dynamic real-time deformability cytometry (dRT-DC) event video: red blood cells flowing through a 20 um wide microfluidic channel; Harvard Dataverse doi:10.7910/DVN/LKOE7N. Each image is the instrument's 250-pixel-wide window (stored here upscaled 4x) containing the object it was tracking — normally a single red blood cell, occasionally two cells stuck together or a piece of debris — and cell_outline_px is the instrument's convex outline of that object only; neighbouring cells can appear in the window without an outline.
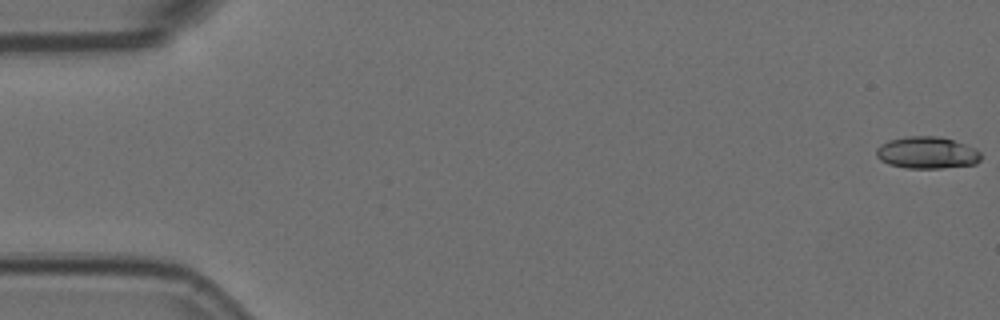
{"species": "Egyptian fruit bat (a non-hibernating species)", "species_latin": "Rousettus aegyptiacus", "temperature_condition": "room temperature", "stored_images_in_passage": 6, "segment_of_instrument_passage": [1, 2], "camera_frame_rate_fps": 3000, "um_per_image_px": 0.085, "animal": {"sex": "female"}, "frame": {"image": 1, "passage_image": 1, "time_ms": 0.0, "image_size_px": [1000, 320], "cell_outline_px": [[980, 160], [976, 164], [940, 168], [908, 168], [888, 164], [880, 160], [876, 156], [876, 148], [880, 144], [888, 140], [904, 136], [940, 136], [976, 148], [980, 152]], "centroid_in_image_um": [78.77, 12.97], "position_along_channel_um": 6.2, "area_um2": 19.59}}
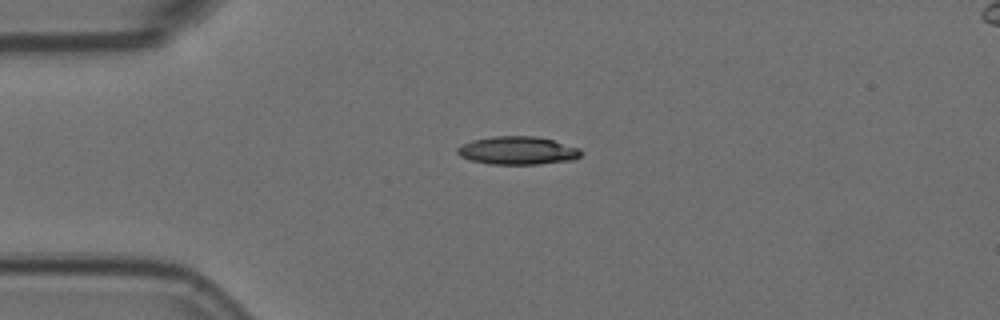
{"frame": {"image": 2, "passage_image": 4, "time_ms": 1.0, "image_size_px": [1000, 320], "cell_outline_px": [[584, 152], [580, 156], [572, 160], [540, 164], [488, 164], [472, 160], [460, 156], [456, 152], [456, 148], [472, 140], [492, 136], [536, 136], [552, 140], [580, 148]], "centroid_in_image_um": [44.01, 12.79], "position_along_channel_um": 41.0, "area_um2": 20.29}}